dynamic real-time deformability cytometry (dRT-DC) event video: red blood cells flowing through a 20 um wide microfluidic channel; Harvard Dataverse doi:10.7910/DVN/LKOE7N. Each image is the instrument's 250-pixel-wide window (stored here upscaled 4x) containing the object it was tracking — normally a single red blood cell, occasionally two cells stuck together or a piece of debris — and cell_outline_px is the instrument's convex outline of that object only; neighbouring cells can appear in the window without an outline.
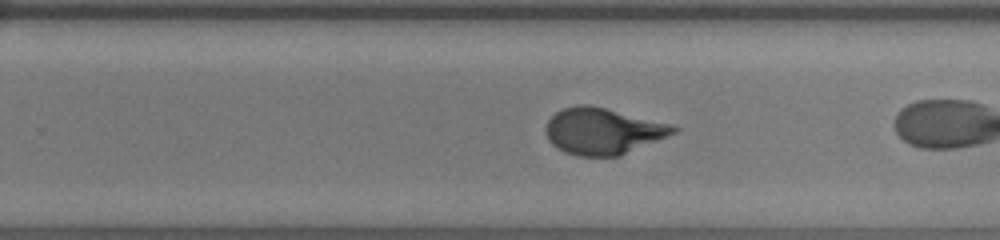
{"species": "human", "species_latin": "Homo sapiens", "temperature_condition": "room temperature", "stored_images_in_passage": 25, "camera_frame_rate_fps": 3000, "um_per_image_px": 0.085, "donor": {"sex": "female"}, "frame": {"image": 1, "passage_image": 18, "time_ms": 5.667, "image_size_px": [1000, 240], "cell_outline_px": [[680, 128], [676, 132], [620, 156], [576, 156], [564, 152], [556, 148], [548, 140], [544, 128], [548, 120], [556, 112], [564, 108], [580, 104], [588, 104], [668, 124]], "centroid_in_image_um": [51.17, 11.16], "position_along_channel_um": 278.6, "area_um2": 34.1}}